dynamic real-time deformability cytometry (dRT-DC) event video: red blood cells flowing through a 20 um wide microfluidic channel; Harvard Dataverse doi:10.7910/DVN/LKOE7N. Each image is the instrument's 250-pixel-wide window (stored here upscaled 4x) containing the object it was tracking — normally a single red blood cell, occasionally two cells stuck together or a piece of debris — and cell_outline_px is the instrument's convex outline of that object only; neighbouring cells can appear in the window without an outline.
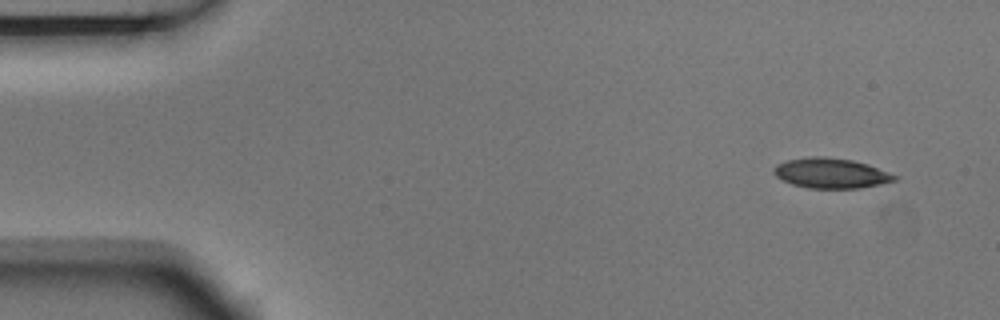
{"species": "Egyptian fruit bat (a non-hibernating species)", "species_latin": "Rousettus aegyptiacus", "temperature_condition": "room temperature", "stored_images_in_passage": 4, "camera_frame_rate_fps": 3000, "um_per_image_px": 0.085, "animal": {"sex": "male"}, "frame": {"image": 1, "passage_image": 1, "time_ms": 0.0, "image_size_px": [1000, 320], "cell_outline_px": [[900, 176], [896, 180], [880, 184], [860, 188], [808, 188], [792, 184], [776, 176], [776, 164], [788, 160], [812, 156], [824, 156], [852, 160], [868, 164]], "centroid_in_image_um": [70.7, 14.72], "position_along_channel_um": 14.3, "area_um2": 21.04}}
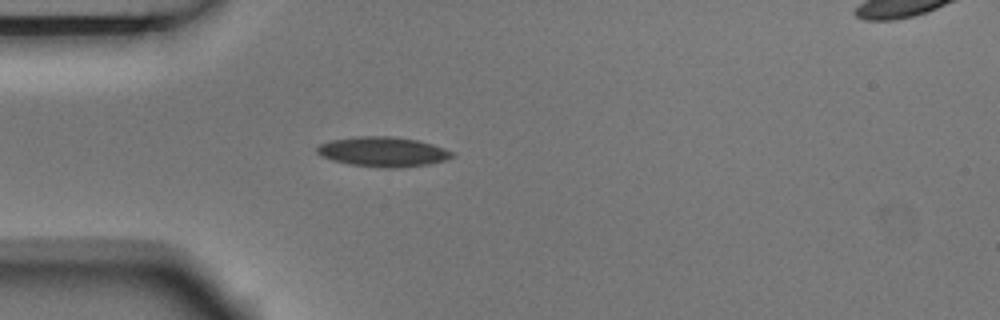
{"frame": {"image": 2, "passage_image": 4, "time_ms": 1.0, "image_size_px": [1000, 320], "cell_outline_px": [[456, 156], [444, 160], [428, 164], [400, 168], [384, 168], [352, 164], [332, 160], [320, 156], [316, 152], [316, 148], [320, 144], [332, 140], [356, 136], [392, 136], [420, 140], [456, 152]], "centroid_in_image_um": [32.59, 12.89], "position_along_channel_um": 52.4, "area_um2": 23.64}}